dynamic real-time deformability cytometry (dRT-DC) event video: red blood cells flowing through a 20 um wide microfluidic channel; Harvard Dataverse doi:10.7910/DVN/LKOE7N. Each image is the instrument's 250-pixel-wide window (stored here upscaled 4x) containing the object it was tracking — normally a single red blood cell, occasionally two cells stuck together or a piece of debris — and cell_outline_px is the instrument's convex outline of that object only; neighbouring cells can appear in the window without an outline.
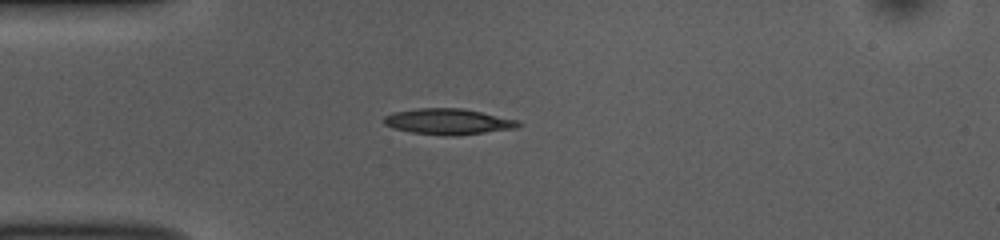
{"species": "common noctule bat (a hibernating species)", "species_latin": "Nyctalus noctula", "temperature_condition": "room temperature", "stored_images_in_passage": 40, "camera_frame_rate_fps": 3000, "um_per_image_px": 0.085, "animal": {"sex": "female", "body_mass_g": 10.0, "forearm_length_mm": 53.1}, "frame": {"image": 1, "passage_image": 1, "time_ms": 0.0, "image_size_px": [1000, 240], "cell_outline_px": [[520, 124], [516, 128], [456, 136], [452, 136], [412, 132], [392, 128], [384, 124], [384, 116], [396, 112], [420, 108], [464, 108], [516, 120]], "centroid_in_image_um": [38.07, 10.33], "position_along_channel_um": 46.9, "area_um2": 19.94}}
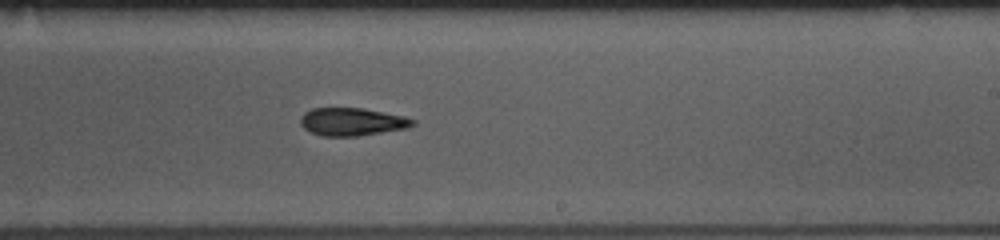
{"frame": {"image": 2, "passage_image": 19, "time_ms": 6.0, "image_size_px": [1000, 240], "cell_outline_px": [[416, 124], [408, 128], [356, 136], [320, 136], [304, 128], [300, 124], [300, 116], [304, 112], [312, 108], [364, 108], [400, 116], [416, 120]], "centroid_in_image_um": [29.89, 10.35], "position_along_channel_um": 259.1, "area_um2": 18.15}}
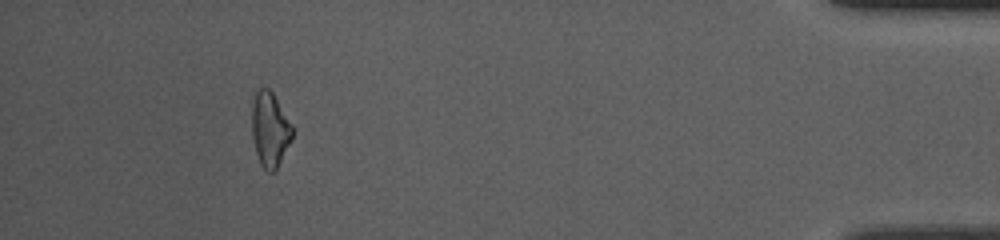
{"frame": {"image": 3, "passage_image": 36, "time_ms": 11.667, "image_size_px": [1000, 240], "cell_outline_px": [[296, 128], [292, 140], [276, 168], [272, 172], [268, 172], [260, 164], [256, 152], [252, 136], [252, 100], [256, 92], [260, 88], [268, 88], [272, 92]], "centroid_in_image_um": [22.97, 10.98], "position_along_channel_um": 412.2, "area_um2": 17.86}, "authors_computed_cell_mechanics": {"area_um2": 18.1781, "velocity_mm_per_s": 3.7674, "shape_relaxation_time_tau1_ms": 5.5982, "shape_relaxation_time_tau2_ms": 4.1747, "deformation_change_tau1": 0.1623, "deformation_change_tau2": 0.1303}}